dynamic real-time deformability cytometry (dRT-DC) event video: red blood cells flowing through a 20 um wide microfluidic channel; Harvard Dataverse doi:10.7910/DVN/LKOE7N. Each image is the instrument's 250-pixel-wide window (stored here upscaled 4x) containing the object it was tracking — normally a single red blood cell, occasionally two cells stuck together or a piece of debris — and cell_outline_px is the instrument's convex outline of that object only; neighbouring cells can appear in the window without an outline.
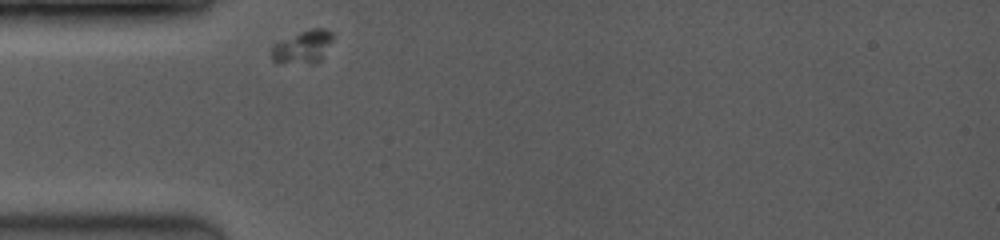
{"species": "common noctule bat (a hibernating species)", "species_latin": "Nyctalus noctula", "temperature_condition": "room temperature", "stored_images_in_passage": 22, "camera_frame_rate_fps": 3500, "um_per_image_px": 0.085, "animal": {"sex": "female", "body_mass_g": 19.0, "forearm_length_mm": 53.3}, "frame": {"image": 1, "passage_image": 1, "time_ms": 0.0, "image_size_px": [1000, 240], "cell_outline_px": [[332, 40], [320, 60], [312, 64], [276, 64], [272, 60], [272, 44], [300, 32], [312, 28], [324, 28], [332, 32]], "centroid_in_image_um": [25.7, 4.02], "position_along_channel_um": 59.3, "area_um2": 11.91}}
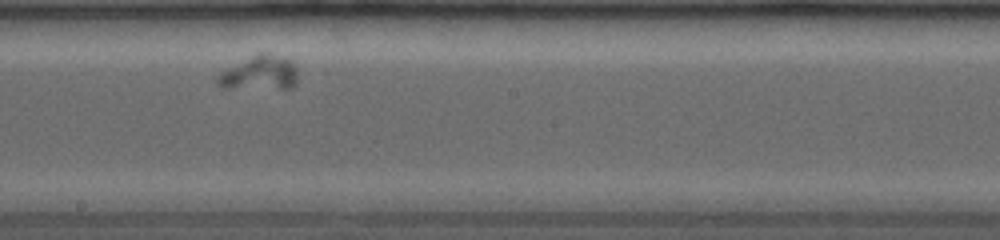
{"frame": {"image": 2, "passage_image": 13, "time_ms": 4.571, "image_size_px": [1000, 240], "cell_outline_px": [[296, 84], [292, 88], [224, 88], [216, 84], [216, 76], [220, 72], [260, 52], [264, 52], [292, 60], [296, 64]], "centroid_in_image_um": [22.07, 6.22], "position_along_channel_um": 226.1, "area_um2": 16.01}}
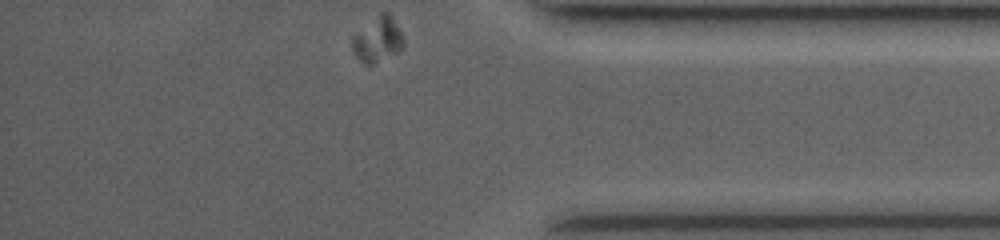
{"frame": {"image": 3, "passage_image": 22, "time_ms": 9.429, "image_size_px": [1000, 240], "cell_outline_px": [[404, 44], [400, 52], [372, 64], [364, 64], [356, 56], [352, 48], [352, 36], [380, 12], [388, 12], [400, 32], [404, 40]], "centroid_in_image_um": [32.09, 3.38], "position_along_channel_um": 403.1, "area_um2": 13.29}}